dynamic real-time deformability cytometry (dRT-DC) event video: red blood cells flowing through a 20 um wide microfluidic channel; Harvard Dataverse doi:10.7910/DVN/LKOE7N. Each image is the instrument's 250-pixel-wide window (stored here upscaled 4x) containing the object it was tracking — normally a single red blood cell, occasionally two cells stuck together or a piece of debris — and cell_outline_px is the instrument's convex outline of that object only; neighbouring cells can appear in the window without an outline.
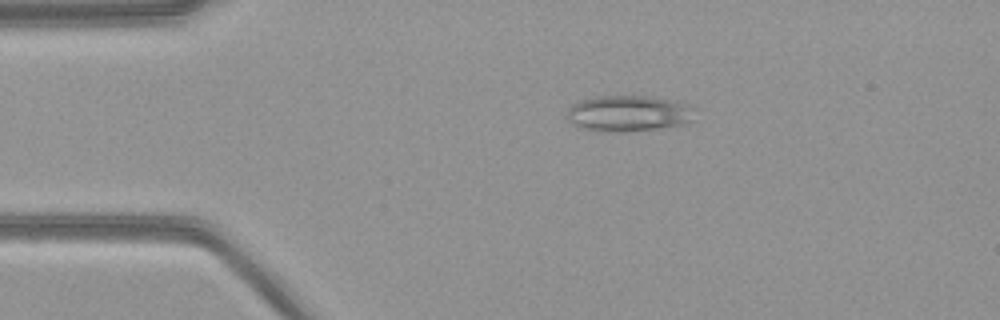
{"species": "common noctule bat (a hibernating species)", "species_latin": "Nyctalus noctula", "temperature_condition": "warm", "stored_images_in_passage": 52, "camera_frame_rate_fps": 3000, "um_per_image_px": 0.085, "animal": {"sex": "female", "body_mass_g": 21.9}, "frame": {"image": 1, "passage_image": 10, "time_ms": 3.0, "image_size_px": [1000, 320], "cell_outline_px": [[696, 120], [688, 124], [660, 128], [616, 132], [580, 128], [572, 124], [568, 120], [568, 108], [572, 104], [580, 100], [596, 96], [652, 96], [684, 104], [696, 108]], "centroid_in_image_um": [53.47, 9.64], "position_along_channel_um": 31.5, "area_um2": 27.05}}
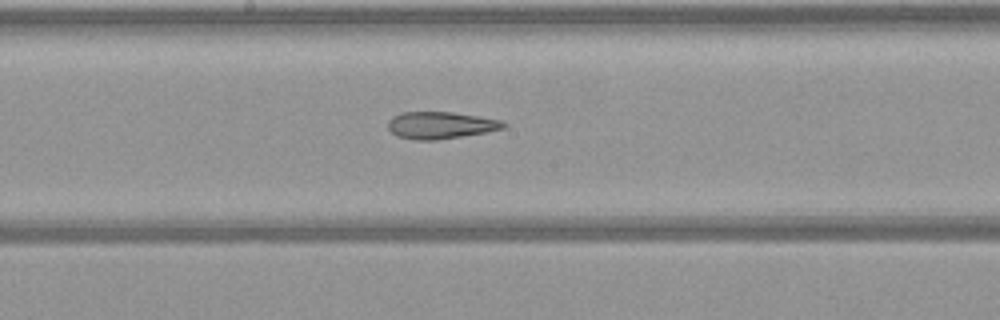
{"frame": {"image": 2, "passage_image": 27, "time_ms": 8.667, "image_size_px": [1000, 320], "cell_outline_px": [[508, 124], [504, 128], [484, 132], [436, 140], [412, 140], [396, 136], [388, 128], [388, 120], [392, 116], [400, 112], [452, 112], [500, 120]], "centroid_in_image_um": [37.39, 10.64], "position_along_channel_um": 210.8, "area_um2": 18.09}}
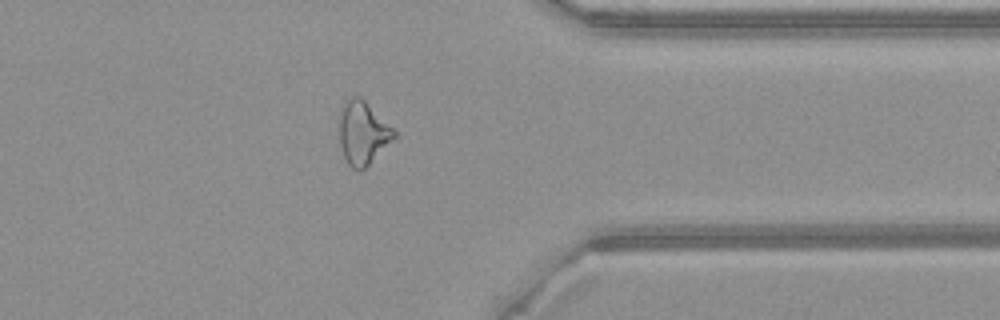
{"frame": {"image": 3, "passage_image": 41, "time_ms": 13.333, "image_size_px": [1000, 320], "cell_outline_px": [[400, 136], [364, 168], [352, 168], [348, 164], [344, 156], [340, 144], [340, 112], [348, 96], [360, 96], [400, 132]], "centroid_in_image_um": [30.92, 11.26], "position_along_channel_um": 380.5, "area_um2": 20.58}}